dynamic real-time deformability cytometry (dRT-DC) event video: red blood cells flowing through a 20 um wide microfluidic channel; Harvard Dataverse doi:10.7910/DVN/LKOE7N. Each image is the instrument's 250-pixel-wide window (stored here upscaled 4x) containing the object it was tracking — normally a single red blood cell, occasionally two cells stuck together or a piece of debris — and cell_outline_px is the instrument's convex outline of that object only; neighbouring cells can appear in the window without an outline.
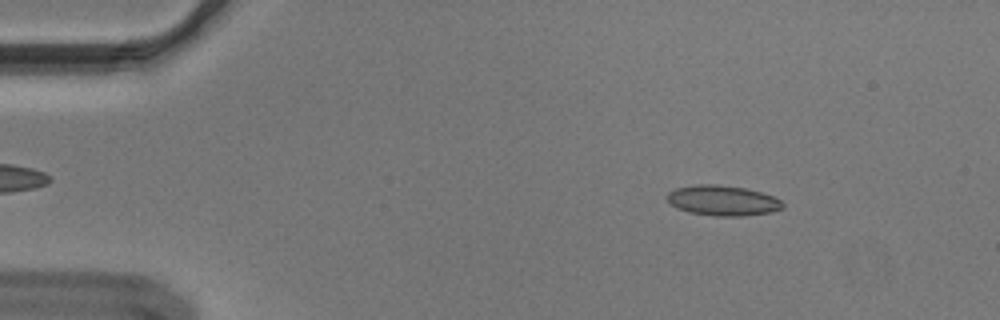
{"species": "Egyptian fruit bat (a non-hibernating species)", "species_latin": "Rousettus aegyptiacus", "temperature_condition": "cold", "stored_images_in_passage": 31, "camera_frame_rate_fps": 3000, "um_per_image_px": 0.085, "animal": {"sex": "male"}, "frame": {"image": 1, "passage_image": 3, "time_ms": 0.667, "image_size_px": [1000, 320], "cell_outline_px": [[784, 208], [772, 212], [740, 216], [716, 216], [688, 212], [676, 208], [668, 200], [668, 192], [676, 188], [696, 184], [720, 184], [748, 188], [772, 196], [780, 200], [784, 204]], "centroid_in_image_um": [61.44, 17.04], "position_along_channel_um": 23.6, "area_um2": 20.46}}
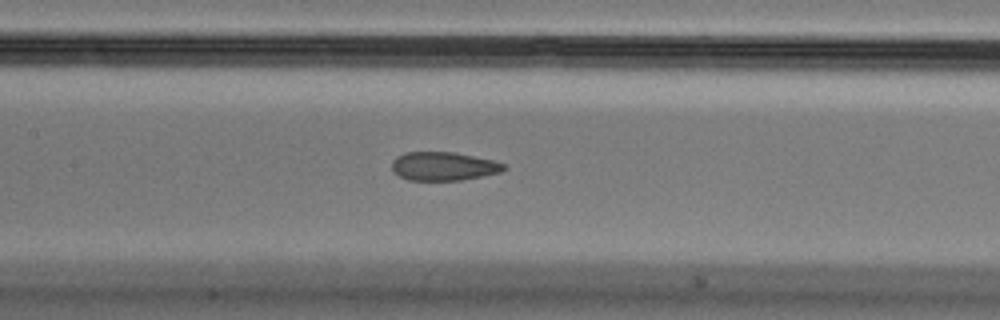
{"frame": {"image": 2, "passage_image": 21, "time_ms": 6.667, "image_size_px": [1000, 320], "cell_outline_px": [[508, 168], [500, 172], [460, 180], [408, 180], [392, 172], [392, 160], [396, 156], [404, 152], [452, 152], [492, 160], [504, 164]], "centroid_in_image_um": [37.65, 14.13], "position_along_channel_um": 169.8, "area_um2": 18.55}}
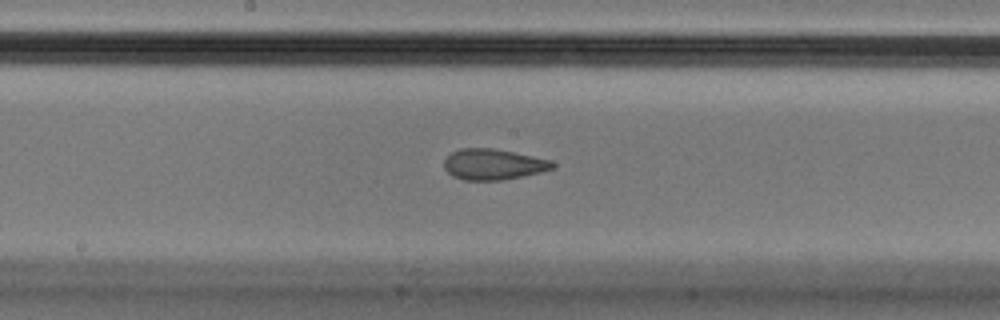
{"frame": {"image": 3, "passage_image": 24, "time_ms": 7.667, "image_size_px": [1000, 320], "cell_outline_px": [[556, 164], [552, 168], [540, 172], [504, 180], [464, 180], [452, 176], [444, 168], [444, 160], [452, 152], [460, 148], [492, 148], [552, 160]], "centroid_in_image_um": [41.91, 13.97], "position_along_channel_um": 206.3, "area_um2": 19.36}}